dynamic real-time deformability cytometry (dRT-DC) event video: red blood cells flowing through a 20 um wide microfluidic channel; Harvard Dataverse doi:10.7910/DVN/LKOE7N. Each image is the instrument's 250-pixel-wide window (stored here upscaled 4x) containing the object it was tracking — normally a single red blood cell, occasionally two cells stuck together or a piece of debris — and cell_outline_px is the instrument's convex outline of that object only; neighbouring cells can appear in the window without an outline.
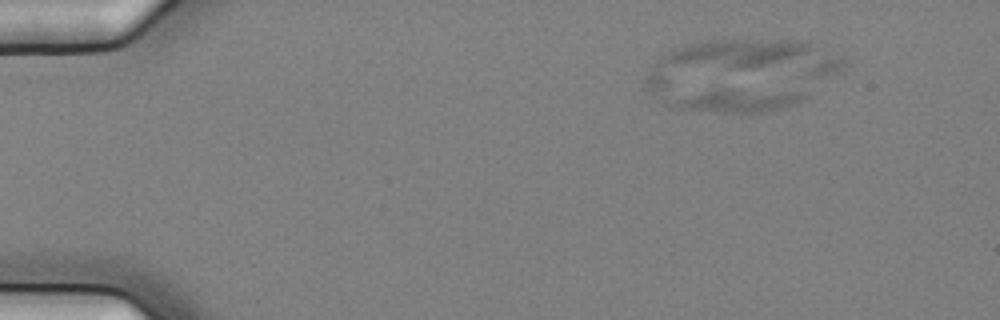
{"species": "common noctule bat (a hibernating species)", "species_latin": "Nyctalus noctula", "temperature_condition": "cold", "stored_images_in_passage": 12, "segment_of_instrument_passage": [1, 2], "camera_frame_rate_fps": 3000, "um_per_image_px": 0.085, "animal": {"sex": "female", "body_mass_g": 25.1}, "frame": {"image": 1, "passage_image": 3, "time_ms": 0.667, "image_size_px": [1000, 320], "cell_outline_px": [[808, 96], [792, 104], [780, 108], [760, 112], [724, 112], [680, 108], [668, 104], [680, 100], [720, 88], [728, 88], [800, 92]], "centroid_in_image_um": [62.89, 8.54], "position_along_channel_um": 22.1, "area_um2": 16.59}}